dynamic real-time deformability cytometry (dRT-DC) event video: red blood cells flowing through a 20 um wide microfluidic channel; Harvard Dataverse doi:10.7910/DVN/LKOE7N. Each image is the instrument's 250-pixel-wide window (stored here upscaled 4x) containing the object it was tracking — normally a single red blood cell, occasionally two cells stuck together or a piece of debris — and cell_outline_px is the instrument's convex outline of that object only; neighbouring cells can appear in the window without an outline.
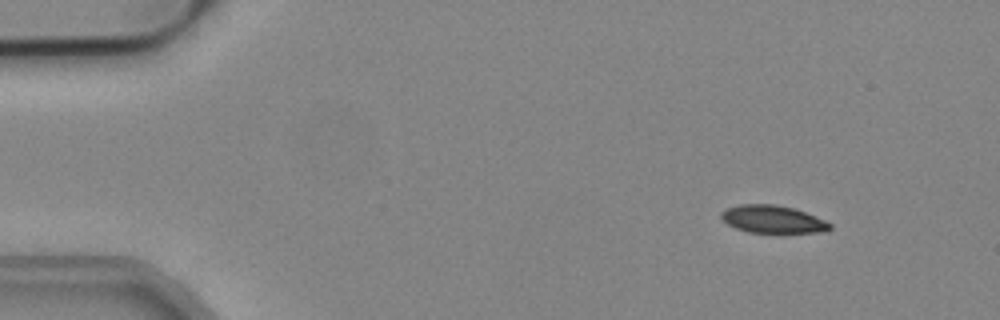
{"species": "common noctule bat (a hibernating species)", "species_latin": "Nyctalus noctula", "temperature_condition": "cold", "stored_images_in_passage": 50, "camera_frame_rate_fps": 3000, "um_per_image_px": 0.085, "animal": {"sex": "male", "body_mass_g": 19.2, "forearm_length_mm": 51.8}, "frame": {"image": 1, "passage_image": 2, "time_ms": 0.333, "image_size_px": [1000, 320], "cell_outline_px": [[832, 228], [820, 232], [748, 232], [736, 228], [728, 224], [720, 216], [720, 212], [728, 208], [740, 204], [776, 204], [792, 208], [804, 212], [824, 220], [832, 224]], "centroid_in_image_um": [65.66, 18.63], "position_along_channel_um": 19.3, "area_um2": 17.22}}
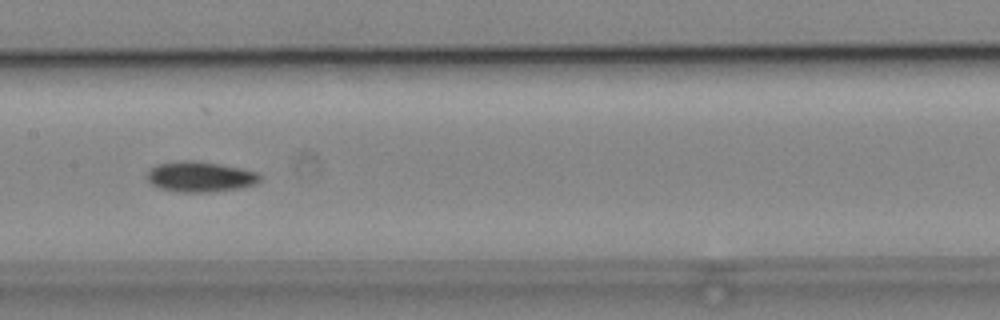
{"frame": {"image": 2, "passage_image": 23, "time_ms": 7.333, "image_size_px": [1000, 320], "cell_outline_px": [[260, 180], [256, 184], [240, 188], [216, 192], [180, 192], [160, 188], [152, 184], [144, 176], [156, 164], [184, 160], [192, 160], [240, 168], [256, 172], [260, 176]], "centroid_in_image_um": [16.99, 15.03], "position_along_channel_um": 190.4, "area_um2": 19.94}}
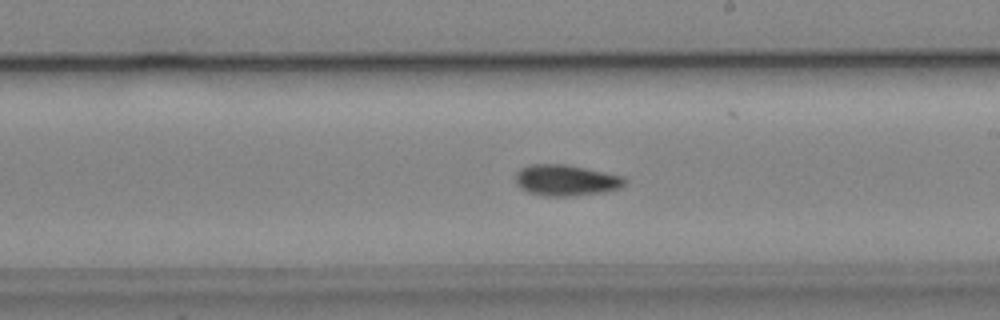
{"frame": {"image": 3, "passage_image": 27, "time_ms": 8.667, "image_size_px": [1000, 320], "cell_outline_px": [[628, 180], [620, 188], [604, 192], [572, 196], [548, 196], [528, 192], [520, 188], [516, 184], [516, 172], [520, 168], [528, 164], [564, 164], [624, 176]], "centroid_in_image_um": [48.1, 15.32], "position_along_channel_um": 240.9, "area_um2": 19.83}, "authors_computed_cell_mechanics": {"area_um2": 18.6694, "velocity_mm_per_s": 3.8243, "shape_relaxation_time_tau1_ms": 7.916, "shape_relaxation_time_tau2_ms": null, "deformation_change_tau1": 0.1441, "deformation_change_tau2": null}}